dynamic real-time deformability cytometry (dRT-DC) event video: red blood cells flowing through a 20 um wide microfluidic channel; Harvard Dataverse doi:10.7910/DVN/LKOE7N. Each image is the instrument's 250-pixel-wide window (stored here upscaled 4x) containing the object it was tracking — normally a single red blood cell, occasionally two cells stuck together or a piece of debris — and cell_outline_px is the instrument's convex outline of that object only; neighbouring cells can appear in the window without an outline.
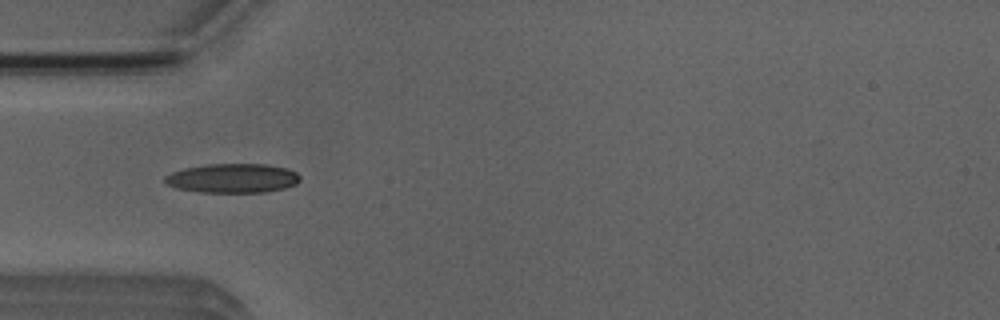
{"species": "Egyptian fruit bat (a non-hibernating species)", "species_latin": "Rousettus aegyptiacus", "temperature_condition": "room temperature", "stored_images_in_passage": 41, "camera_frame_rate_fps": 3000, "um_per_image_px": 0.085, "animal": {"sex": "male"}, "frame": {"image": 1, "passage_image": 5, "time_ms": 1.333, "image_size_px": [1000, 320], "cell_outline_px": [[300, 180], [296, 184], [284, 188], [264, 192], [200, 192], [176, 188], [168, 184], [164, 180], [164, 176], [172, 172], [184, 168], [208, 164], [268, 164], [288, 168], [296, 172], [300, 176]], "centroid_in_image_um": [19.79, 15.14], "position_along_channel_um": 65.2, "area_um2": 23.06}}
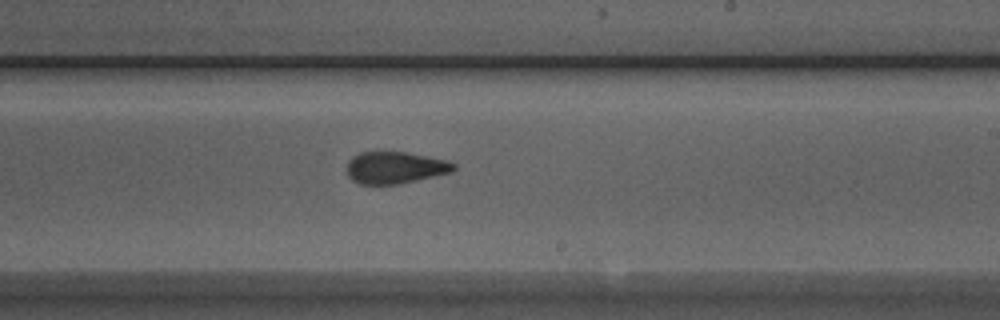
{"frame": {"image": 2, "passage_image": 20, "time_ms": 6.333, "image_size_px": [1000, 320], "cell_outline_px": [[456, 168], [452, 172], [416, 180], [396, 184], [360, 184], [352, 180], [348, 176], [348, 160], [352, 156], [360, 152], [404, 152], [428, 156], [448, 160], [456, 164]], "centroid_in_image_um": [33.59, 14.24], "position_along_channel_um": 255.4, "area_um2": 19.83}}
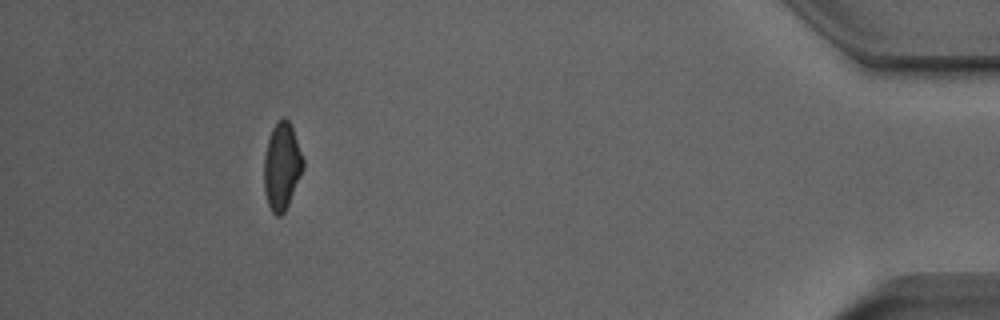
{"frame": {"image": 3, "passage_image": 37, "time_ms": 12.0, "image_size_px": [1000, 320], "cell_outline_px": [[304, 168], [288, 204], [284, 212], [280, 216], [276, 216], [272, 212], [268, 204], [264, 192], [264, 156], [268, 140], [272, 128], [284, 116], [292, 124], [304, 160]], "centroid_in_image_um": [23.96, 14.12], "position_along_channel_um": 411.2, "area_um2": 19.88}, "authors_computed_cell_mechanics": {"area_um2": 20.6924, "velocity_mm_per_s": 3.9221, "shape_relaxation_time_tau1_ms": null, "shape_relaxation_time_tau2_ms": 2.0448, "deformation_change_tau1": null, "deformation_change_tau2": 0.1069}}